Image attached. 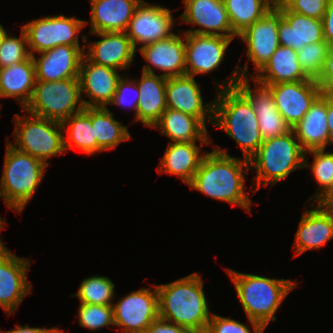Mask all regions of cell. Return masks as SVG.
I'll return each mask as SVG.
<instances>
[{
	"label": "cell",
	"instance_id": "obj_1",
	"mask_svg": "<svg viewBox=\"0 0 333 333\" xmlns=\"http://www.w3.org/2000/svg\"><path fill=\"white\" fill-rule=\"evenodd\" d=\"M202 158L188 187L212 198L245 210L251 214L252 200L245 192L249 160L234 158L228 151L213 145Z\"/></svg>",
	"mask_w": 333,
	"mask_h": 333
},
{
	"label": "cell",
	"instance_id": "obj_2",
	"mask_svg": "<svg viewBox=\"0 0 333 333\" xmlns=\"http://www.w3.org/2000/svg\"><path fill=\"white\" fill-rule=\"evenodd\" d=\"M204 281L195 272L167 284H159V317L193 333H206L212 316Z\"/></svg>",
	"mask_w": 333,
	"mask_h": 333
},
{
	"label": "cell",
	"instance_id": "obj_3",
	"mask_svg": "<svg viewBox=\"0 0 333 333\" xmlns=\"http://www.w3.org/2000/svg\"><path fill=\"white\" fill-rule=\"evenodd\" d=\"M212 125L235 140L244 159L249 160L263 143L252 103L236 86L216 90Z\"/></svg>",
	"mask_w": 333,
	"mask_h": 333
},
{
	"label": "cell",
	"instance_id": "obj_4",
	"mask_svg": "<svg viewBox=\"0 0 333 333\" xmlns=\"http://www.w3.org/2000/svg\"><path fill=\"white\" fill-rule=\"evenodd\" d=\"M225 271L234 284L247 318L258 322L264 329L271 321H277V310L298 283L291 279L237 272L229 267Z\"/></svg>",
	"mask_w": 333,
	"mask_h": 333
},
{
	"label": "cell",
	"instance_id": "obj_5",
	"mask_svg": "<svg viewBox=\"0 0 333 333\" xmlns=\"http://www.w3.org/2000/svg\"><path fill=\"white\" fill-rule=\"evenodd\" d=\"M305 152L292 130L285 135L263 140L249 159L250 170H256L251 185L253 194L261 187H272L293 171L303 169Z\"/></svg>",
	"mask_w": 333,
	"mask_h": 333
},
{
	"label": "cell",
	"instance_id": "obj_6",
	"mask_svg": "<svg viewBox=\"0 0 333 333\" xmlns=\"http://www.w3.org/2000/svg\"><path fill=\"white\" fill-rule=\"evenodd\" d=\"M48 166L6 142L4 166L0 180V198L6 208L23 212L38 190Z\"/></svg>",
	"mask_w": 333,
	"mask_h": 333
},
{
	"label": "cell",
	"instance_id": "obj_7",
	"mask_svg": "<svg viewBox=\"0 0 333 333\" xmlns=\"http://www.w3.org/2000/svg\"><path fill=\"white\" fill-rule=\"evenodd\" d=\"M282 18L281 10L271 8L260 20L255 21L238 35L237 38L242 39L246 45L248 60L243 67L236 66L226 81L215 82V91L234 87L240 77L252 78L253 74L256 75L266 65L280 46L278 27ZM249 61L253 63L255 69L252 75L248 70Z\"/></svg>",
	"mask_w": 333,
	"mask_h": 333
},
{
	"label": "cell",
	"instance_id": "obj_8",
	"mask_svg": "<svg viewBox=\"0 0 333 333\" xmlns=\"http://www.w3.org/2000/svg\"><path fill=\"white\" fill-rule=\"evenodd\" d=\"M14 114L15 143L6 140L17 150L43 161L49 166L48 159L66 153L64 148L63 129L61 122L28 114Z\"/></svg>",
	"mask_w": 333,
	"mask_h": 333
},
{
	"label": "cell",
	"instance_id": "obj_9",
	"mask_svg": "<svg viewBox=\"0 0 333 333\" xmlns=\"http://www.w3.org/2000/svg\"><path fill=\"white\" fill-rule=\"evenodd\" d=\"M79 78L36 81L32 97L23 109L32 115L62 122L84 108Z\"/></svg>",
	"mask_w": 333,
	"mask_h": 333
},
{
	"label": "cell",
	"instance_id": "obj_10",
	"mask_svg": "<svg viewBox=\"0 0 333 333\" xmlns=\"http://www.w3.org/2000/svg\"><path fill=\"white\" fill-rule=\"evenodd\" d=\"M88 21L67 17L63 14L45 16L22 25L27 36L28 49L31 56L36 53L52 49L59 45L78 47L85 52V34L81 31ZM82 32L83 47L79 43V35Z\"/></svg>",
	"mask_w": 333,
	"mask_h": 333
},
{
	"label": "cell",
	"instance_id": "obj_11",
	"mask_svg": "<svg viewBox=\"0 0 333 333\" xmlns=\"http://www.w3.org/2000/svg\"><path fill=\"white\" fill-rule=\"evenodd\" d=\"M131 291L118 299L113 307V320L121 333H145L159 317L157 286Z\"/></svg>",
	"mask_w": 333,
	"mask_h": 333
},
{
	"label": "cell",
	"instance_id": "obj_12",
	"mask_svg": "<svg viewBox=\"0 0 333 333\" xmlns=\"http://www.w3.org/2000/svg\"><path fill=\"white\" fill-rule=\"evenodd\" d=\"M172 10L141 0L125 31L134 49L171 37L175 27ZM140 44V47L137 45Z\"/></svg>",
	"mask_w": 333,
	"mask_h": 333
},
{
	"label": "cell",
	"instance_id": "obj_13",
	"mask_svg": "<svg viewBox=\"0 0 333 333\" xmlns=\"http://www.w3.org/2000/svg\"><path fill=\"white\" fill-rule=\"evenodd\" d=\"M235 38L185 33L186 75L208 74L223 63L228 46Z\"/></svg>",
	"mask_w": 333,
	"mask_h": 333
},
{
	"label": "cell",
	"instance_id": "obj_14",
	"mask_svg": "<svg viewBox=\"0 0 333 333\" xmlns=\"http://www.w3.org/2000/svg\"><path fill=\"white\" fill-rule=\"evenodd\" d=\"M267 85L274 96L276 108L292 128L302 120L311 104L321 94L316 79Z\"/></svg>",
	"mask_w": 333,
	"mask_h": 333
},
{
	"label": "cell",
	"instance_id": "obj_15",
	"mask_svg": "<svg viewBox=\"0 0 333 333\" xmlns=\"http://www.w3.org/2000/svg\"><path fill=\"white\" fill-rule=\"evenodd\" d=\"M256 86L251 87L250 77H240L236 87L252 103L257 115L259 129L263 140L285 135L291 127L276 108L274 96L267 85L251 78Z\"/></svg>",
	"mask_w": 333,
	"mask_h": 333
},
{
	"label": "cell",
	"instance_id": "obj_16",
	"mask_svg": "<svg viewBox=\"0 0 333 333\" xmlns=\"http://www.w3.org/2000/svg\"><path fill=\"white\" fill-rule=\"evenodd\" d=\"M184 11L181 23L199 26L188 29L184 33L201 35H217L229 38L238 37L232 29L223 0H182Z\"/></svg>",
	"mask_w": 333,
	"mask_h": 333
},
{
	"label": "cell",
	"instance_id": "obj_17",
	"mask_svg": "<svg viewBox=\"0 0 333 333\" xmlns=\"http://www.w3.org/2000/svg\"><path fill=\"white\" fill-rule=\"evenodd\" d=\"M29 258L18 257L12 251L0 260V307L6 315L16 314L23 299L32 292L28 281Z\"/></svg>",
	"mask_w": 333,
	"mask_h": 333
},
{
	"label": "cell",
	"instance_id": "obj_18",
	"mask_svg": "<svg viewBox=\"0 0 333 333\" xmlns=\"http://www.w3.org/2000/svg\"><path fill=\"white\" fill-rule=\"evenodd\" d=\"M165 98L167 108L192 115L205 126L213 124L214 99L204 103L194 76L185 74L167 78Z\"/></svg>",
	"mask_w": 333,
	"mask_h": 333
},
{
	"label": "cell",
	"instance_id": "obj_19",
	"mask_svg": "<svg viewBox=\"0 0 333 333\" xmlns=\"http://www.w3.org/2000/svg\"><path fill=\"white\" fill-rule=\"evenodd\" d=\"M311 208L303 211L295 234L292 250L293 257L302 255L308 250H319L333 239V210L323 207L318 202H311ZM316 205V206H314Z\"/></svg>",
	"mask_w": 333,
	"mask_h": 333
},
{
	"label": "cell",
	"instance_id": "obj_20",
	"mask_svg": "<svg viewBox=\"0 0 333 333\" xmlns=\"http://www.w3.org/2000/svg\"><path fill=\"white\" fill-rule=\"evenodd\" d=\"M121 76L118 70L95 64L83 55L80 63L79 80L84 106L107 107V105H110ZM83 94L85 95L83 96ZM85 97L89 101L85 100Z\"/></svg>",
	"mask_w": 333,
	"mask_h": 333
},
{
	"label": "cell",
	"instance_id": "obj_21",
	"mask_svg": "<svg viewBox=\"0 0 333 333\" xmlns=\"http://www.w3.org/2000/svg\"><path fill=\"white\" fill-rule=\"evenodd\" d=\"M182 33L139 48L138 51L148 63L142 71L155 74L154 69H157L163 71L160 75L166 78L185 75V33Z\"/></svg>",
	"mask_w": 333,
	"mask_h": 333
},
{
	"label": "cell",
	"instance_id": "obj_22",
	"mask_svg": "<svg viewBox=\"0 0 333 333\" xmlns=\"http://www.w3.org/2000/svg\"><path fill=\"white\" fill-rule=\"evenodd\" d=\"M94 34L102 39L88 43V37L85 36L87 51L84 55L95 64L127 71L134 62L136 50L126 32L89 33V35Z\"/></svg>",
	"mask_w": 333,
	"mask_h": 333
},
{
	"label": "cell",
	"instance_id": "obj_23",
	"mask_svg": "<svg viewBox=\"0 0 333 333\" xmlns=\"http://www.w3.org/2000/svg\"><path fill=\"white\" fill-rule=\"evenodd\" d=\"M83 55L84 53L76 46L59 45L38 53V56H32L36 81L79 78Z\"/></svg>",
	"mask_w": 333,
	"mask_h": 333
},
{
	"label": "cell",
	"instance_id": "obj_24",
	"mask_svg": "<svg viewBox=\"0 0 333 333\" xmlns=\"http://www.w3.org/2000/svg\"><path fill=\"white\" fill-rule=\"evenodd\" d=\"M204 144L212 145V141L211 143H201V146L197 142H169L156 168L157 172L176 175L184 184L188 185L206 153L205 150L201 151Z\"/></svg>",
	"mask_w": 333,
	"mask_h": 333
},
{
	"label": "cell",
	"instance_id": "obj_25",
	"mask_svg": "<svg viewBox=\"0 0 333 333\" xmlns=\"http://www.w3.org/2000/svg\"><path fill=\"white\" fill-rule=\"evenodd\" d=\"M305 151L327 149L330 145L327 125V94L321 93L302 120L291 128Z\"/></svg>",
	"mask_w": 333,
	"mask_h": 333
},
{
	"label": "cell",
	"instance_id": "obj_26",
	"mask_svg": "<svg viewBox=\"0 0 333 333\" xmlns=\"http://www.w3.org/2000/svg\"><path fill=\"white\" fill-rule=\"evenodd\" d=\"M278 35L280 45L299 51L307 44L323 41L322 20L283 9Z\"/></svg>",
	"mask_w": 333,
	"mask_h": 333
},
{
	"label": "cell",
	"instance_id": "obj_27",
	"mask_svg": "<svg viewBox=\"0 0 333 333\" xmlns=\"http://www.w3.org/2000/svg\"><path fill=\"white\" fill-rule=\"evenodd\" d=\"M91 29L95 32H125L141 0H89Z\"/></svg>",
	"mask_w": 333,
	"mask_h": 333
},
{
	"label": "cell",
	"instance_id": "obj_28",
	"mask_svg": "<svg viewBox=\"0 0 333 333\" xmlns=\"http://www.w3.org/2000/svg\"><path fill=\"white\" fill-rule=\"evenodd\" d=\"M167 78L160 74L146 73L142 71L137 86L140 97L137 109V121L145 127L152 128L167 109L165 87Z\"/></svg>",
	"mask_w": 333,
	"mask_h": 333
},
{
	"label": "cell",
	"instance_id": "obj_29",
	"mask_svg": "<svg viewBox=\"0 0 333 333\" xmlns=\"http://www.w3.org/2000/svg\"><path fill=\"white\" fill-rule=\"evenodd\" d=\"M168 137L169 142L211 143L207 127L196 117L167 108L152 129Z\"/></svg>",
	"mask_w": 333,
	"mask_h": 333
},
{
	"label": "cell",
	"instance_id": "obj_30",
	"mask_svg": "<svg viewBox=\"0 0 333 333\" xmlns=\"http://www.w3.org/2000/svg\"><path fill=\"white\" fill-rule=\"evenodd\" d=\"M36 84L33 57L0 68V98H13L24 109L30 101Z\"/></svg>",
	"mask_w": 333,
	"mask_h": 333
},
{
	"label": "cell",
	"instance_id": "obj_31",
	"mask_svg": "<svg viewBox=\"0 0 333 333\" xmlns=\"http://www.w3.org/2000/svg\"><path fill=\"white\" fill-rule=\"evenodd\" d=\"M261 84H277L311 79L300 66L297 51L279 46L266 65L252 77Z\"/></svg>",
	"mask_w": 333,
	"mask_h": 333
},
{
	"label": "cell",
	"instance_id": "obj_32",
	"mask_svg": "<svg viewBox=\"0 0 333 333\" xmlns=\"http://www.w3.org/2000/svg\"><path fill=\"white\" fill-rule=\"evenodd\" d=\"M63 129L64 148L68 151L76 148L86 155L101 153L97 144L94 127L91 121V107H84L61 122Z\"/></svg>",
	"mask_w": 333,
	"mask_h": 333
},
{
	"label": "cell",
	"instance_id": "obj_33",
	"mask_svg": "<svg viewBox=\"0 0 333 333\" xmlns=\"http://www.w3.org/2000/svg\"><path fill=\"white\" fill-rule=\"evenodd\" d=\"M108 107H91V121L97 144L103 151L116 149L120 143L132 139L128 127L116 120Z\"/></svg>",
	"mask_w": 333,
	"mask_h": 333
},
{
	"label": "cell",
	"instance_id": "obj_34",
	"mask_svg": "<svg viewBox=\"0 0 333 333\" xmlns=\"http://www.w3.org/2000/svg\"><path fill=\"white\" fill-rule=\"evenodd\" d=\"M233 32L238 36L271 9L270 0H223Z\"/></svg>",
	"mask_w": 333,
	"mask_h": 333
},
{
	"label": "cell",
	"instance_id": "obj_35",
	"mask_svg": "<svg viewBox=\"0 0 333 333\" xmlns=\"http://www.w3.org/2000/svg\"><path fill=\"white\" fill-rule=\"evenodd\" d=\"M326 149H313L305 152L304 168H310L311 173L319 187L314 196H311L306 203L319 202L333 186V152ZM313 155V162H309L306 154ZM315 200V201H314Z\"/></svg>",
	"mask_w": 333,
	"mask_h": 333
},
{
	"label": "cell",
	"instance_id": "obj_36",
	"mask_svg": "<svg viewBox=\"0 0 333 333\" xmlns=\"http://www.w3.org/2000/svg\"><path fill=\"white\" fill-rule=\"evenodd\" d=\"M115 283L106 276L93 275L83 279L77 293L70 294L77 297L80 303L112 305L115 297Z\"/></svg>",
	"mask_w": 333,
	"mask_h": 333
},
{
	"label": "cell",
	"instance_id": "obj_37",
	"mask_svg": "<svg viewBox=\"0 0 333 333\" xmlns=\"http://www.w3.org/2000/svg\"><path fill=\"white\" fill-rule=\"evenodd\" d=\"M330 45L325 41L307 44L297 51V59L303 71L313 79L321 74Z\"/></svg>",
	"mask_w": 333,
	"mask_h": 333
},
{
	"label": "cell",
	"instance_id": "obj_38",
	"mask_svg": "<svg viewBox=\"0 0 333 333\" xmlns=\"http://www.w3.org/2000/svg\"><path fill=\"white\" fill-rule=\"evenodd\" d=\"M77 313L80 326L90 331L114 326L112 305L80 303Z\"/></svg>",
	"mask_w": 333,
	"mask_h": 333
},
{
	"label": "cell",
	"instance_id": "obj_39",
	"mask_svg": "<svg viewBox=\"0 0 333 333\" xmlns=\"http://www.w3.org/2000/svg\"><path fill=\"white\" fill-rule=\"evenodd\" d=\"M27 36L23 29L19 38L7 33L0 44V68L23 62L30 57Z\"/></svg>",
	"mask_w": 333,
	"mask_h": 333
},
{
	"label": "cell",
	"instance_id": "obj_40",
	"mask_svg": "<svg viewBox=\"0 0 333 333\" xmlns=\"http://www.w3.org/2000/svg\"><path fill=\"white\" fill-rule=\"evenodd\" d=\"M131 77H127L126 75L121 76L117 82L116 92L112 99L111 105H117L119 107H130V109L134 110V121L137 122V109L138 102L140 97V91L137 86V79H129Z\"/></svg>",
	"mask_w": 333,
	"mask_h": 333
},
{
	"label": "cell",
	"instance_id": "obj_41",
	"mask_svg": "<svg viewBox=\"0 0 333 333\" xmlns=\"http://www.w3.org/2000/svg\"><path fill=\"white\" fill-rule=\"evenodd\" d=\"M247 323H251L253 330L238 320L212 313L206 333H263L265 330L256 321L247 318Z\"/></svg>",
	"mask_w": 333,
	"mask_h": 333
},
{
	"label": "cell",
	"instance_id": "obj_42",
	"mask_svg": "<svg viewBox=\"0 0 333 333\" xmlns=\"http://www.w3.org/2000/svg\"><path fill=\"white\" fill-rule=\"evenodd\" d=\"M329 0H295L287 9L304 16L322 20Z\"/></svg>",
	"mask_w": 333,
	"mask_h": 333
},
{
	"label": "cell",
	"instance_id": "obj_43",
	"mask_svg": "<svg viewBox=\"0 0 333 333\" xmlns=\"http://www.w3.org/2000/svg\"><path fill=\"white\" fill-rule=\"evenodd\" d=\"M316 82L321 87V93L333 95V46H330L323 70Z\"/></svg>",
	"mask_w": 333,
	"mask_h": 333
},
{
	"label": "cell",
	"instance_id": "obj_44",
	"mask_svg": "<svg viewBox=\"0 0 333 333\" xmlns=\"http://www.w3.org/2000/svg\"><path fill=\"white\" fill-rule=\"evenodd\" d=\"M145 333H193L187 328L178 326L158 317L146 330Z\"/></svg>",
	"mask_w": 333,
	"mask_h": 333
},
{
	"label": "cell",
	"instance_id": "obj_45",
	"mask_svg": "<svg viewBox=\"0 0 333 333\" xmlns=\"http://www.w3.org/2000/svg\"><path fill=\"white\" fill-rule=\"evenodd\" d=\"M322 22L323 38L330 46H333V0L328 2Z\"/></svg>",
	"mask_w": 333,
	"mask_h": 333
},
{
	"label": "cell",
	"instance_id": "obj_46",
	"mask_svg": "<svg viewBox=\"0 0 333 333\" xmlns=\"http://www.w3.org/2000/svg\"><path fill=\"white\" fill-rule=\"evenodd\" d=\"M2 333H65L64 329H59L58 327L54 326L51 328H46L44 326L43 328L39 327H30L27 325H16L14 329L8 330V331H2Z\"/></svg>",
	"mask_w": 333,
	"mask_h": 333
},
{
	"label": "cell",
	"instance_id": "obj_47",
	"mask_svg": "<svg viewBox=\"0 0 333 333\" xmlns=\"http://www.w3.org/2000/svg\"><path fill=\"white\" fill-rule=\"evenodd\" d=\"M327 125L329 130L330 145L333 144V95L327 94Z\"/></svg>",
	"mask_w": 333,
	"mask_h": 333
},
{
	"label": "cell",
	"instance_id": "obj_48",
	"mask_svg": "<svg viewBox=\"0 0 333 333\" xmlns=\"http://www.w3.org/2000/svg\"><path fill=\"white\" fill-rule=\"evenodd\" d=\"M295 0H270V7L276 10L287 9Z\"/></svg>",
	"mask_w": 333,
	"mask_h": 333
},
{
	"label": "cell",
	"instance_id": "obj_49",
	"mask_svg": "<svg viewBox=\"0 0 333 333\" xmlns=\"http://www.w3.org/2000/svg\"><path fill=\"white\" fill-rule=\"evenodd\" d=\"M7 221H5L2 217L0 218V230L5 229L6 227L4 225H7L6 223ZM11 251L5 246V244L3 243V241L1 240V236H0V260H2L5 256H7Z\"/></svg>",
	"mask_w": 333,
	"mask_h": 333
},
{
	"label": "cell",
	"instance_id": "obj_50",
	"mask_svg": "<svg viewBox=\"0 0 333 333\" xmlns=\"http://www.w3.org/2000/svg\"><path fill=\"white\" fill-rule=\"evenodd\" d=\"M318 203L323 207H333V186Z\"/></svg>",
	"mask_w": 333,
	"mask_h": 333
},
{
	"label": "cell",
	"instance_id": "obj_51",
	"mask_svg": "<svg viewBox=\"0 0 333 333\" xmlns=\"http://www.w3.org/2000/svg\"><path fill=\"white\" fill-rule=\"evenodd\" d=\"M7 30L0 23V44L2 42L3 37L7 34Z\"/></svg>",
	"mask_w": 333,
	"mask_h": 333
}]
</instances>
